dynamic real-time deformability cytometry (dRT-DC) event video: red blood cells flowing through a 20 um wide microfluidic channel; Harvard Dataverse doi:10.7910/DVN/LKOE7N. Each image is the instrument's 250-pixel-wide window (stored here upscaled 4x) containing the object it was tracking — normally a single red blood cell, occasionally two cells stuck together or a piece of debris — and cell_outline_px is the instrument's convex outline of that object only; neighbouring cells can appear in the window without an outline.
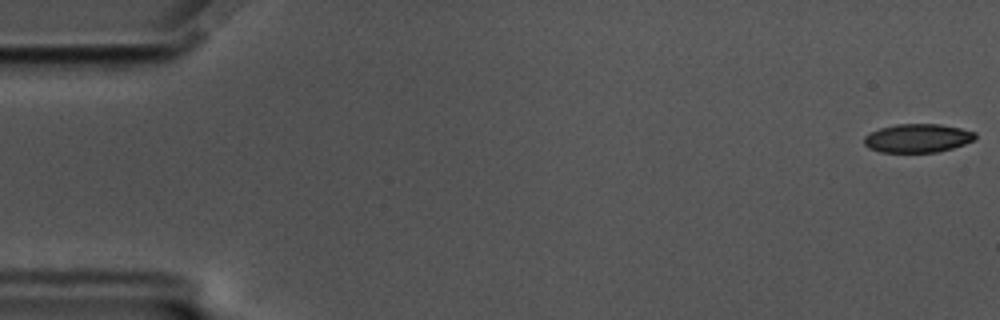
{"species": "common noctule bat (a hibernating species)", "species_latin": "Nyctalus noctula", "temperature_condition": "cold", "stored_images_in_passage": 16, "camera_frame_rate_fps": 3000, "um_per_image_px": 0.085, "animal": {"sex": "male", "body_mass_g": 17.5, "forearm_length_mm": 52.3}, "frame": {"image": 1, "passage_image": 1, "time_ms": 0.0, "image_size_px": [1000, 320], "cell_outline_px": [[976, 136], [972, 140], [964, 144], [952, 148], [936, 152], [880, 152], [868, 148], [864, 144], [864, 136], [880, 128], [896, 124], [940, 124], [960, 128], [976, 132]], "centroid_in_image_um": [77.98, 11.74], "position_along_channel_um": 7.0, "area_um2": 18.44}}
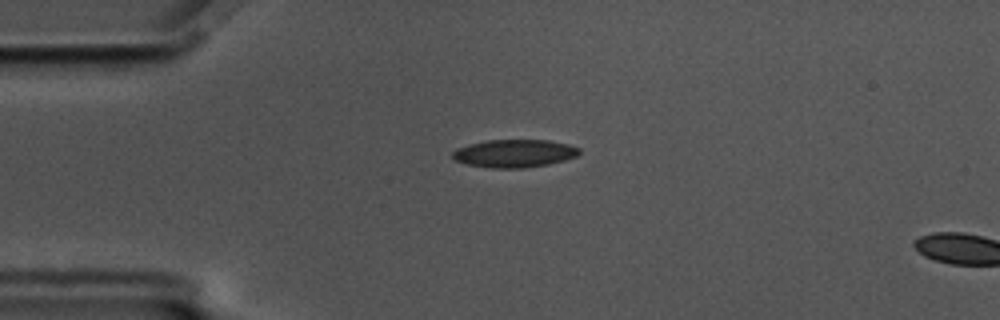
{"frame": {"image": 2, "passage_image": 14, "time_ms": 4.333, "image_size_px": [1000, 320], "cell_outline_px": [[580, 152], [576, 156], [564, 160], [548, 164], [524, 168], [492, 168], [468, 164], [456, 160], [452, 156], [452, 152], [456, 148], [468, 144], [488, 140], [548, 140], [568, 144], [580, 148]], "centroid_in_image_um": [43.72, 13.03], "position_along_channel_um": 41.3, "area_um2": 20.52}}